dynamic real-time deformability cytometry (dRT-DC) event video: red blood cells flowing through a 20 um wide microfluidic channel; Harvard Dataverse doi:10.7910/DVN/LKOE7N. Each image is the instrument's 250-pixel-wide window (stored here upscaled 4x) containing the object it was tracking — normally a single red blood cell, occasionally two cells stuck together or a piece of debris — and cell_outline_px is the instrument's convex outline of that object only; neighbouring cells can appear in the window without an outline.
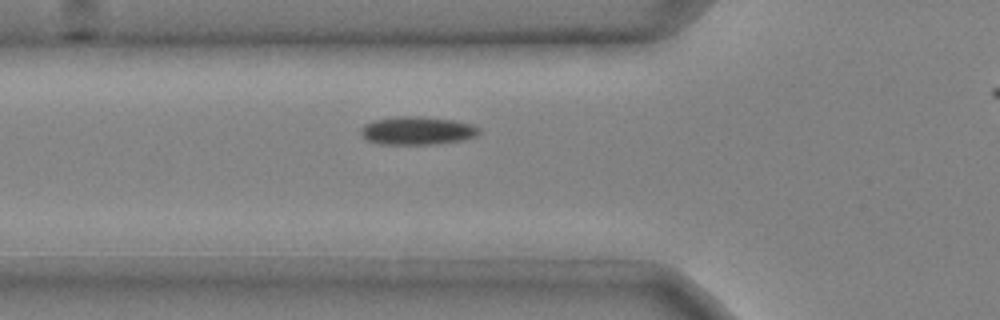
{"species": "common noctule bat (a hibernating species)", "species_latin": "Nyctalus noctula", "temperature_condition": "cold", "stored_images_in_passage": 29, "camera_frame_rate_fps": 3000, "um_per_image_px": 0.085, "animal": {"sex": "male", "body_mass_g": 20.4}, "frame": {"image": 1, "passage_image": 2, "time_ms": 0.333, "image_size_px": [1000, 320], "cell_outline_px": [[480, 132], [476, 136], [464, 140], [436, 144], [380, 144], [368, 140], [360, 132], [360, 128], [364, 124], [372, 120], [400, 116], [420, 116], [452, 120], [472, 124], [480, 128]], "centroid_in_image_um": [35.47, 11.1], "position_along_channel_um": 90.3, "area_um2": 19.48}}
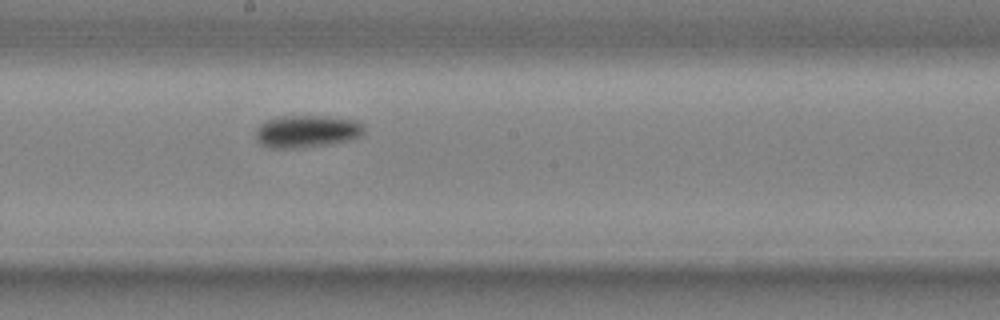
{"frame": {"image": 2, "passage_image": 12, "time_ms": 3.667, "image_size_px": [1000, 320], "cell_outline_px": [[364, 132], [360, 136], [352, 140], [328, 144], [300, 148], [272, 148], [260, 144], [256, 140], [256, 128], [260, 124], [268, 120], [280, 116], [328, 116], [352, 120], [364, 124]], "centroid_in_image_um": [26.08, 11.17], "position_along_channel_um": 222.1, "area_um2": 20.52}}
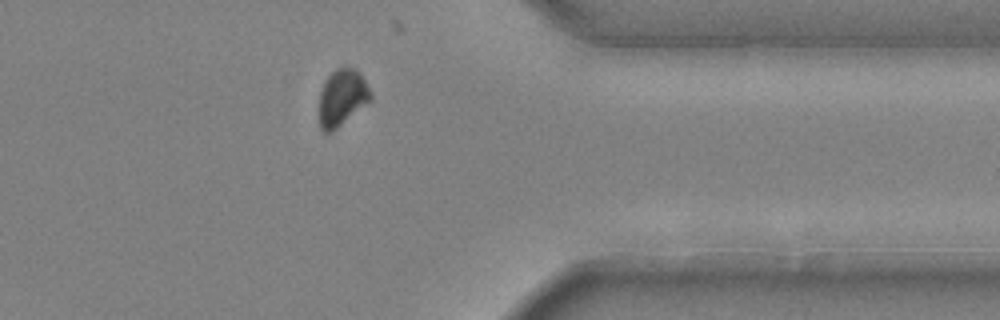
{"frame": {"image": 3, "passage_image": 25, "time_ms": 8.0, "image_size_px": [1000, 320], "cell_outline_px": [[372, 100], [332, 132], [324, 132], [320, 128], [320, 92], [324, 80], [336, 68], [352, 68], [360, 72], [372, 92]], "centroid_in_image_um": [29.1, 8.29], "position_along_channel_um": 382.3, "area_um2": 16.99}}